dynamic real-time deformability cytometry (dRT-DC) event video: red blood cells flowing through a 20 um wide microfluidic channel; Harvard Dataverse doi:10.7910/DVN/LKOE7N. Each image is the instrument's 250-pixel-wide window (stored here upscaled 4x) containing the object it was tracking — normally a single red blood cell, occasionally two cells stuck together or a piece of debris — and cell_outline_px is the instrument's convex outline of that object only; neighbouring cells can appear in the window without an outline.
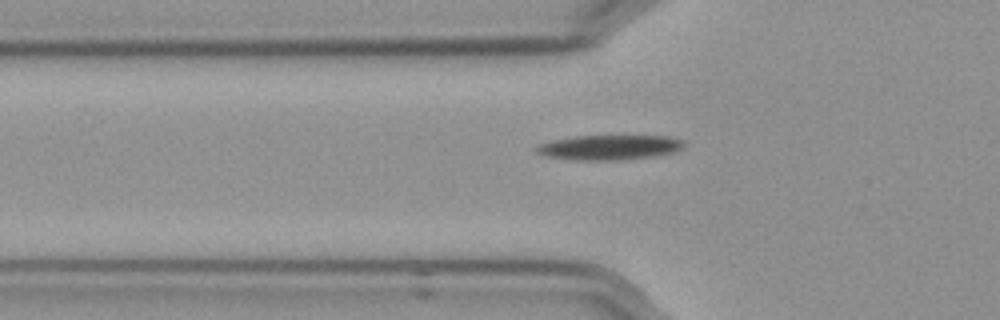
{"species": "Egyptian fruit bat (a non-hibernating species)", "species_latin": "Rousettus aegyptiacus", "temperature_condition": "cold", "stored_images_in_passage": 43, "camera_frame_rate_fps": 3000, "um_per_image_px": 0.085, "frame": {"image": 1, "passage_image": 4, "time_ms": 1.0, "image_size_px": [1000, 320], "cell_outline_px": [[684, 144], [680, 148], [672, 152], [624, 160], [572, 160], [548, 156], [536, 152], [536, 148], [540, 144], [552, 140], [576, 136], [668, 136], [680, 140]], "centroid_in_image_um": [51.73, 12.52], "position_along_channel_um": 74.1, "area_um2": 20.92}}
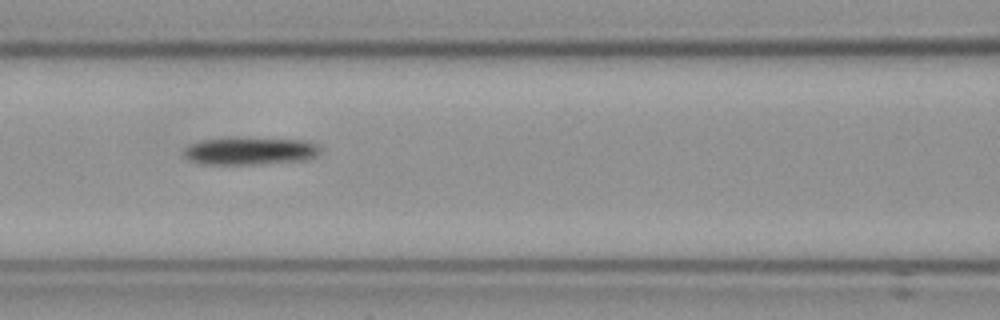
{"frame": {"image": 2, "passage_image": 10, "time_ms": 3.0, "image_size_px": [1000, 320], "cell_outline_px": [[320, 152], [316, 156], [304, 160], [260, 164], [208, 164], [192, 160], [184, 152], [184, 148], [200, 140], [304, 140], [316, 144], [320, 148]], "centroid_in_image_um": [21.32, 12.87], "position_along_channel_um": 145.3, "area_um2": 20.63}}
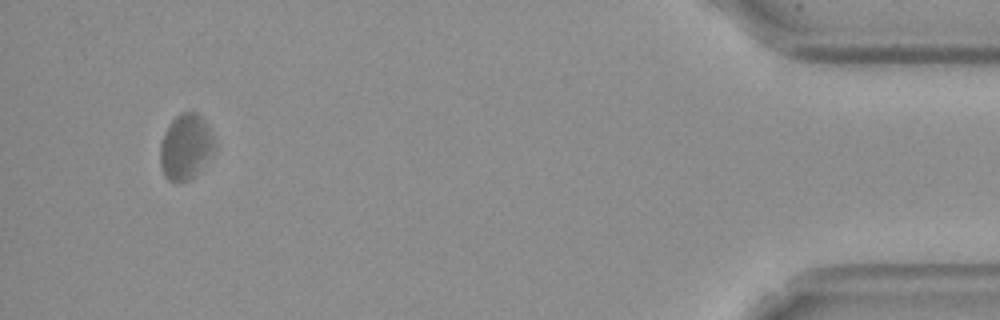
{"frame": {"image": 3, "passage_image": 39, "time_ms": 12.667, "image_size_px": [1000, 320], "cell_outline_px": [[216, 148], [192, 176], [188, 180], [168, 180], [164, 176], [160, 164], [160, 144], [164, 132], [172, 120], [180, 112], [196, 112], [204, 120], [212, 136]], "centroid_in_image_um": [15.74, 12.44], "position_along_channel_um": 419.5, "area_um2": 20.17}}